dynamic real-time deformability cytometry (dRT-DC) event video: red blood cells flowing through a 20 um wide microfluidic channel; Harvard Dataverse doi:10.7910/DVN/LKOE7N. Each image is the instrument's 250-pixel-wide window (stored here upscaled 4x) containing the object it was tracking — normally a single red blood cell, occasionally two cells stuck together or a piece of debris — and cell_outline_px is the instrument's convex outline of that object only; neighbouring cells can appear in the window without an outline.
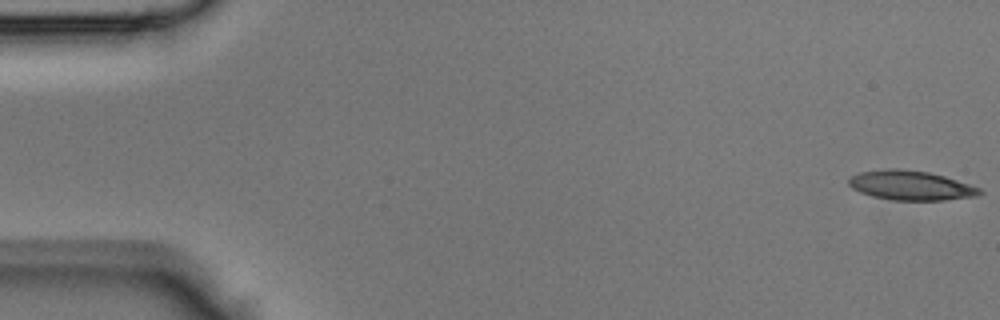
{"species": "Egyptian fruit bat (a non-hibernating species)", "species_latin": "Rousettus aegyptiacus", "temperature_condition": "room temperature", "stored_images_in_passage": 8, "camera_frame_rate_fps": 3000, "um_per_image_px": 0.085, "animal": {"sex": "male"}, "frame": {"image": 1, "passage_image": 1, "time_ms": 0.0, "image_size_px": [1000, 320], "cell_outline_px": [[984, 192], [980, 196], [944, 200], [892, 200], [872, 196], [860, 192], [852, 188], [848, 184], [848, 180], [852, 176], [860, 172], [888, 168], [896, 168], [928, 172], [944, 176], [980, 188]], "centroid_in_image_um": [77.43, 15.76], "position_along_channel_um": 7.6, "area_um2": 22.48}}